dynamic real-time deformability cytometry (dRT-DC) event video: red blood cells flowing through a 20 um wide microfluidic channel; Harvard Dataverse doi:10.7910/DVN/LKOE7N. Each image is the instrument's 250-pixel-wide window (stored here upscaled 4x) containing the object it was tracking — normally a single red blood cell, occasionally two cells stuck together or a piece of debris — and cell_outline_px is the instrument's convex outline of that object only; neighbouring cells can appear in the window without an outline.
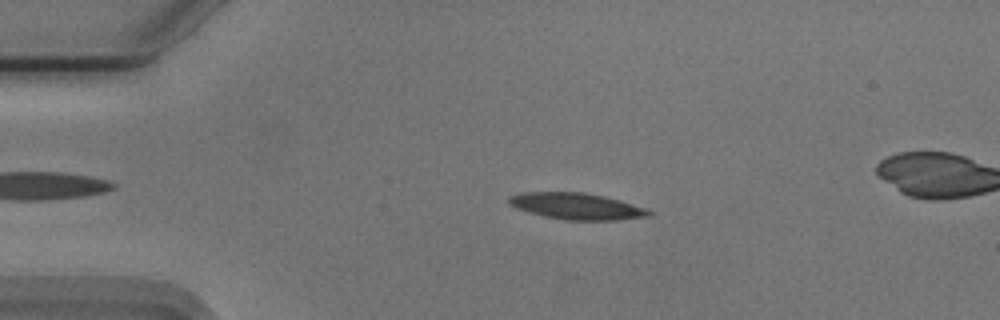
{"species": "Egyptian fruit bat (a non-hibernating species)", "species_latin": "Rousettus aegyptiacus", "temperature_condition": "cold", "stored_images_in_passage": 15, "camera_frame_rate_fps": 3000, "um_per_image_px": 0.085, "animal": {"sex": "male"}, "frame": {"image": 1, "passage_image": 7, "time_ms": 2.0, "image_size_px": [1000, 320], "cell_outline_px": [[652, 216], [616, 220], [564, 220], [544, 216], [528, 212], [516, 208], [508, 204], [508, 196], [520, 192], [584, 192], [604, 196], [644, 208], [652, 212]], "centroid_in_image_um": [48.95, 17.53], "position_along_channel_um": 36.0, "area_um2": 21.56}}
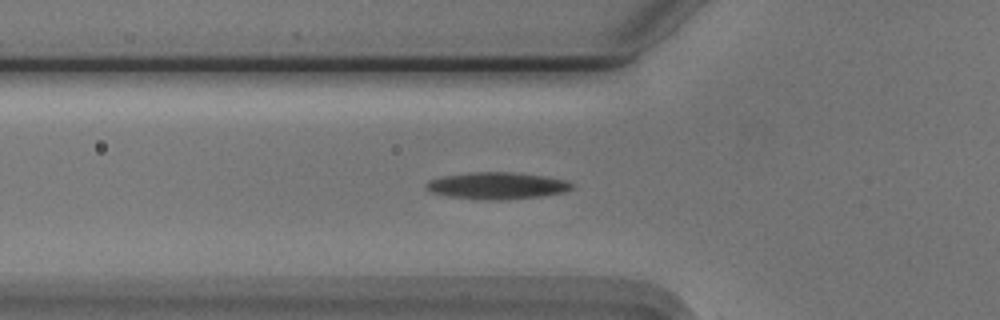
{"frame": {"image": 2, "passage_image": 14, "time_ms": 4.333, "image_size_px": [1000, 320], "cell_outline_px": [[576, 184], [572, 188], [564, 192], [540, 196], [500, 200], [484, 200], [448, 196], [432, 192], [424, 188], [424, 184], [428, 180], [444, 176], [468, 172], [512, 172], [544, 176], [564, 180]], "centroid_in_image_um": [42.21, 15.78], "position_along_channel_um": 83.6, "area_um2": 22.83}}